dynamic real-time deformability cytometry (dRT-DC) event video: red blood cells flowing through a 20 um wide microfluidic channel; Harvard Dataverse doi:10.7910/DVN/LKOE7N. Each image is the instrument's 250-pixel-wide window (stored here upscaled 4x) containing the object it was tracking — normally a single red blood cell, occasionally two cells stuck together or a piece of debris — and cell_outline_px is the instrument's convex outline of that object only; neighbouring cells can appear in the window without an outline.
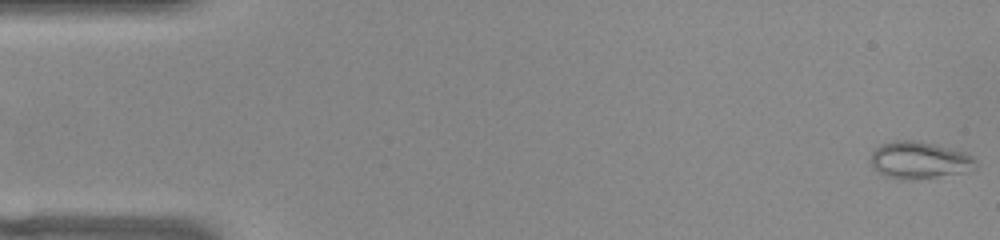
{"species": "common noctule bat (a hibernating species)", "species_latin": "Nyctalus noctula", "temperature_condition": "warm", "stored_images_in_passage": 50, "camera_frame_rate_fps": 3000, "um_per_image_px": 0.085, "animal": {"sex": "female", "body_mass_g": 22.0, "forearm_length_mm": 56.7}, "frame": {"image": 1, "passage_image": 1, "time_ms": 0.0, "image_size_px": [1000, 240], "cell_outline_px": [[976, 168], [960, 172], [912, 180], [904, 180], [884, 176], [876, 172], [872, 168], [868, 160], [872, 152], [880, 144], [892, 140], [916, 140], [936, 144], [964, 152], [972, 156], [976, 160]], "centroid_in_image_um": [78.05, 13.6], "position_along_channel_um": 6.9, "area_um2": 22.95}}
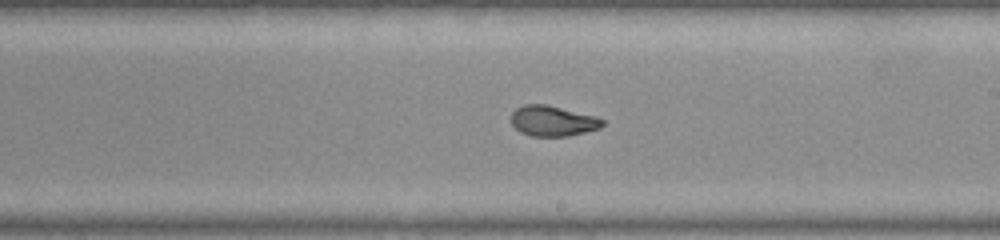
{"frame": {"image": 2, "passage_image": 30, "time_ms": 9.667, "image_size_px": [1000, 240], "cell_outline_px": [[604, 124], [600, 128], [568, 136], [532, 136], [520, 132], [512, 124], [512, 112], [516, 108], [524, 104], [544, 104], [596, 116], [604, 120]], "centroid_in_image_um": [46.98, 10.28], "position_along_channel_um": 242.0, "area_um2": 16.07}}
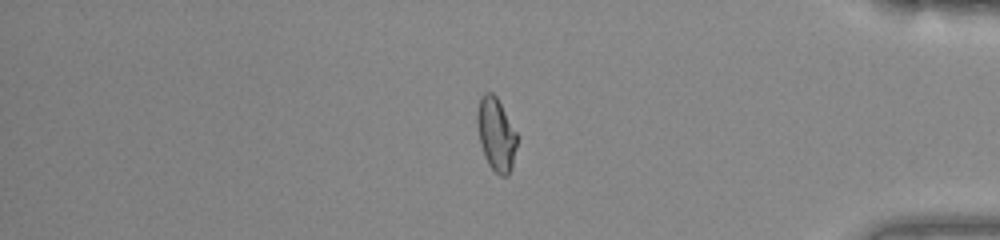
{"frame": {"image": 3, "passage_image": 44, "time_ms": 14.333, "image_size_px": [1000, 240], "cell_outline_px": [[516, 148], [512, 168], [508, 176], [500, 176], [488, 164], [484, 156], [480, 144], [476, 124], [476, 112], [480, 96], [484, 92], [492, 92], [496, 96], [516, 132]], "centroid_in_image_um": [42.14, 11.41], "position_along_channel_um": 393.1, "area_um2": 17.05}, "authors_computed_cell_mechanics": {"area_um2": 17.1955, "velocity_mm_per_s": 3.8835, "shape_relaxation_time_tau1_ms": null, "shape_relaxation_time_tau2_ms": 1.334, "deformation_change_tau1": null, "deformation_change_tau2": 0.061}}